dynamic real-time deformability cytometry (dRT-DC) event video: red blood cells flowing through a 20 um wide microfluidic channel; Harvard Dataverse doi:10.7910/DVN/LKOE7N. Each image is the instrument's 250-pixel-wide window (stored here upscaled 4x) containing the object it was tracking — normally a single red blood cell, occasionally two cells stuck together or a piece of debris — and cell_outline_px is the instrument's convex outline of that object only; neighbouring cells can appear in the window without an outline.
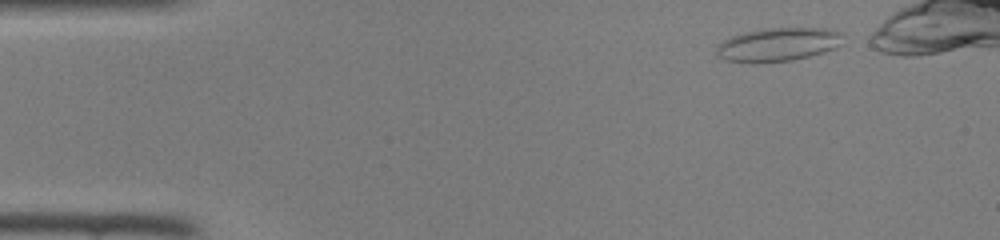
{"species": "common noctule bat (a hibernating species)", "species_latin": "Nyctalus noctula", "temperature_condition": "room temperature", "stored_images_in_passage": 9, "camera_frame_rate_fps": 3000, "um_per_image_px": 0.085, "animal": {"sex": "female", "body_mass_g": 22.0, "forearm_length_mm": 56.7}, "frame": {"image": 1, "passage_image": 1, "time_ms": 0.0, "image_size_px": [1000, 240], "cell_outline_px": [[840, 44], [836, 48], [808, 56], [792, 60], [756, 64], [724, 60], [716, 56], [716, 44], [732, 36], [744, 32], [764, 28], [828, 28], [840, 32]], "centroid_in_image_um": [66.05, 3.8], "position_along_channel_um": 18.9, "area_um2": 24.91}}